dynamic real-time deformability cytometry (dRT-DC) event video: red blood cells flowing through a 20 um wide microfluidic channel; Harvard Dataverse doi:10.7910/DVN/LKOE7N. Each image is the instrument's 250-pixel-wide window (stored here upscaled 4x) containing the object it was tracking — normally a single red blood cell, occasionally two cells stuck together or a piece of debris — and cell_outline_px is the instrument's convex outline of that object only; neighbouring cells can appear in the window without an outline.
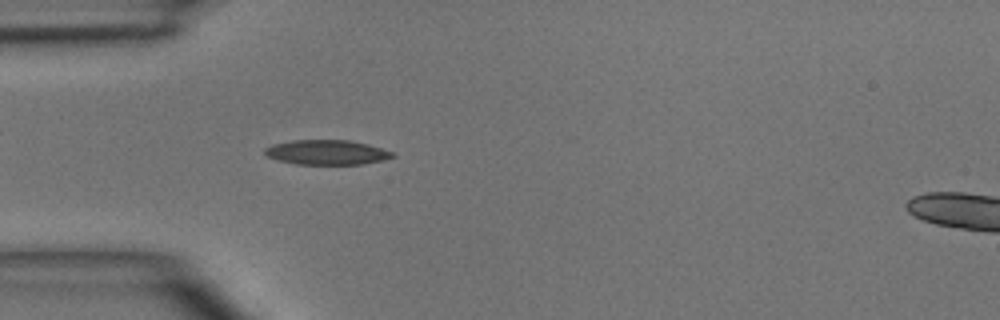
{"species": "common noctule bat (a hibernating species)", "species_latin": "Nyctalus noctula", "temperature_condition": "room temperature", "stored_images_in_passage": 6, "segment_of_instrument_passage": [1, 2], "camera_frame_rate_fps": 3000, "um_per_image_px": 0.085, "animal": {"sex": "male", "body_mass_g": 15.6}, "frame": {"image": 1, "passage_image": 5, "time_ms": 4.667, "image_size_px": [1000, 320], "cell_outline_px": [[396, 156], [364, 164], [296, 164], [280, 160], [268, 156], [264, 152], [264, 148], [272, 144], [292, 140], [348, 140], [368, 144], [392, 152]], "centroid_in_image_um": [27.75, 12.94], "position_along_channel_um": 57.2, "area_um2": 18.21}}